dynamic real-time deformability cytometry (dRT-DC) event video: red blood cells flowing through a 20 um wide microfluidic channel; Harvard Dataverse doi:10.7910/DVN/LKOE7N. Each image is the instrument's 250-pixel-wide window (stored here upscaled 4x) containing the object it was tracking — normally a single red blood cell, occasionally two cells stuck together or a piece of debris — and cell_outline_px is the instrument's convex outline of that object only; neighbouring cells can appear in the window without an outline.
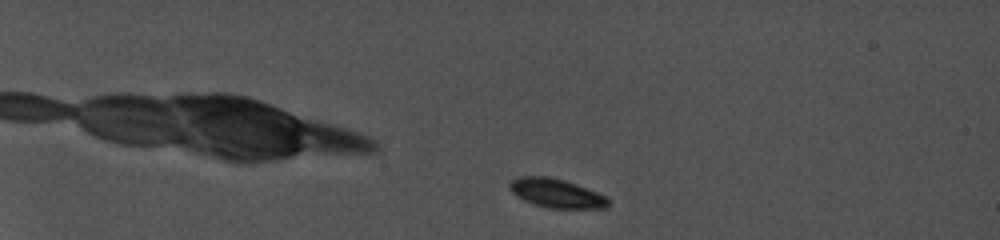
{"species": "common noctule bat (a hibernating species)", "species_latin": "Nyctalus noctula", "temperature_condition": "cold", "stored_images_in_passage": 46, "camera_frame_rate_fps": 5000, "um_per_image_px": 0.085, "animal": {"sex": "female", "body_mass_g": 19.0, "forearm_length_mm": 56.7}, "frame": {"image": 1, "passage_image": 5, "time_ms": 1.2, "image_size_px": [1000, 240], "cell_outline_px": [[608, 208], [544, 208], [524, 200], [516, 196], [508, 188], [508, 184], [512, 180], [520, 176], [548, 176], [564, 180], [576, 184], [596, 192], [604, 196], [608, 200]], "centroid_in_image_um": [47.24, 16.42], "position_along_channel_um": 37.8, "area_um2": 16.59}}
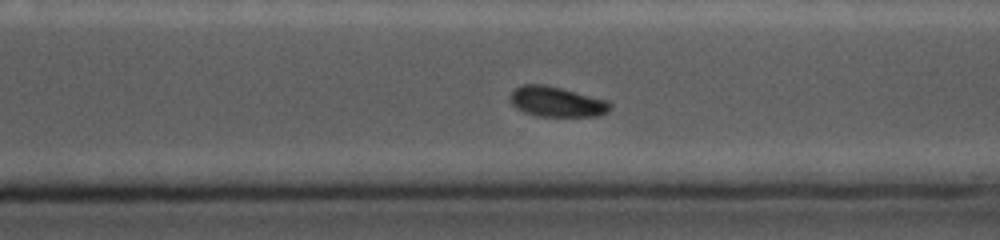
{"frame": {"image": 2, "passage_image": 39, "time_ms": 11.8, "image_size_px": [1000, 240], "cell_outline_px": [[612, 108], [608, 112], [600, 116], [540, 116], [524, 112], [516, 108], [512, 104], [508, 96], [516, 88], [524, 84], [544, 84], [608, 100], [612, 104]], "centroid_in_image_um": [47.34, 8.65], "position_along_channel_um": 323.3, "area_um2": 17.63}}
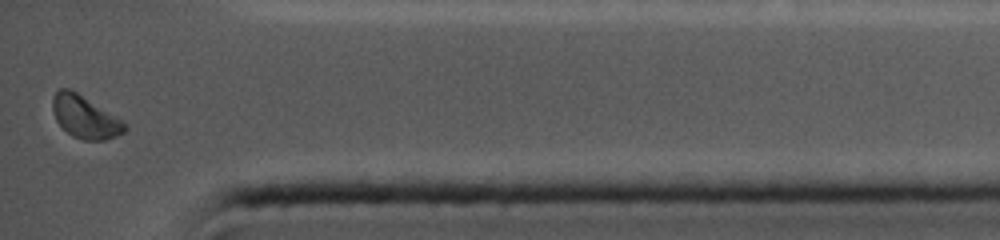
{"frame": {"image": 3, "passage_image": 46, "time_ms": 14.6, "image_size_px": [1000, 240], "cell_outline_px": [[128, 128], [124, 132], [116, 136], [104, 140], [84, 140], [72, 136], [56, 120], [52, 108], [52, 96], [60, 88], [68, 88], [76, 92], [124, 120], [128, 124]], "centroid_in_image_um": [7.25, 9.94], "position_along_channel_um": 427.9, "area_um2": 17.86}, "authors_computed_cell_mechanics": {"area_um2": 17.9758, "velocity_mm_per_s": 3.8288, "shape_relaxation_time_tau1_ms": 1.8322, "shape_relaxation_time_tau2_ms": null, "deformation_change_tau1": 0.0632, "deformation_change_tau2": null}}